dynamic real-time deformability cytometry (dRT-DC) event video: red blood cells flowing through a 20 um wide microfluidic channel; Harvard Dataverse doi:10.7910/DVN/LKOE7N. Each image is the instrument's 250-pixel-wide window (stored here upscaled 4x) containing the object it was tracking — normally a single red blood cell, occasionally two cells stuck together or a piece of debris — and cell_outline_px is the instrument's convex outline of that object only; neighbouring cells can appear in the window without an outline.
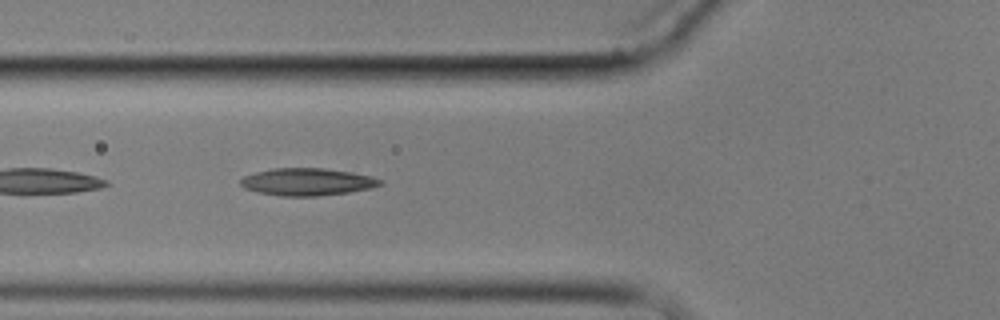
{"species": "common noctule bat (a hibernating species)", "species_latin": "Nyctalus noctula", "temperature_condition": "cold", "stored_images_in_passage": 2, "camera_frame_rate_fps": 3000, "um_per_image_px": 0.085, "animal": {"sex": "male", "body_mass_g": 17.9}, "frame": {"image": 1, "passage_image": 2, "time_ms": 1.333, "image_size_px": [1000, 320], "cell_outline_px": [[384, 184], [372, 188], [348, 192], [316, 196], [284, 196], [256, 192], [244, 188], [240, 184], [240, 180], [244, 176], [256, 172], [272, 168], [324, 168], [352, 172], [372, 176], [384, 180]], "centroid_in_image_um": [26.15, 15.45], "position_along_channel_um": 99.7, "area_um2": 22.37}}